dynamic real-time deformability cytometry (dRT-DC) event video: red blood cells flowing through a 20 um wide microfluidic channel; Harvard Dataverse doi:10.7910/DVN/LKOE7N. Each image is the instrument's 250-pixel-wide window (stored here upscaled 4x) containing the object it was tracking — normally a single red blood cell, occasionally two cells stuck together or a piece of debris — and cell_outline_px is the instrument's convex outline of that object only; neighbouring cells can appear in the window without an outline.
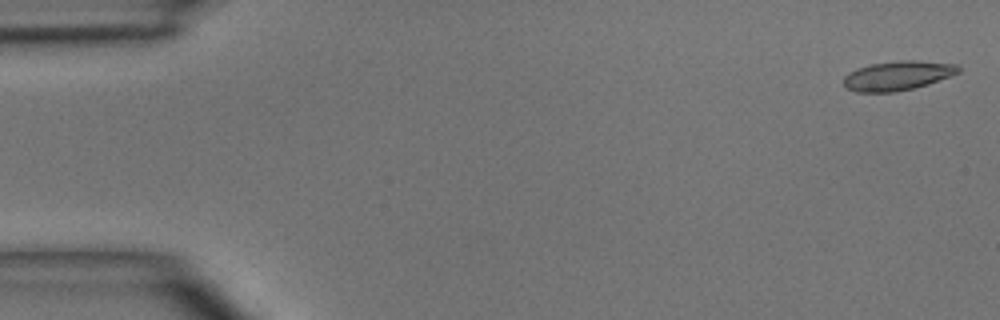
{"species": "common noctule bat (a hibernating species)", "species_latin": "Nyctalus noctula", "temperature_condition": "room temperature", "stored_images_in_passage": 6, "camera_frame_rate_fps": 3000, "um_per_image_px": 0.085, "animal": {"sex": "male", "body_mass_g": 15.6}, "frame": {"image": 1, "passage_image": 1, "time_ms": 0.0, "image_size_px": [1000, 320], "cell_outline_px": [[960, 72], [928, 84], [912, 88], [892, 92], [856, 92], [848, 88], [844, 84], [844, 76], [848, 72], [856, 68], [872, 64], [900, 60], [916, 60], [960, 64]], "centroid_in_image_um": [76.31, 6.41], "position_along_channel_um": 8.7, "area_um2": 19.59}}
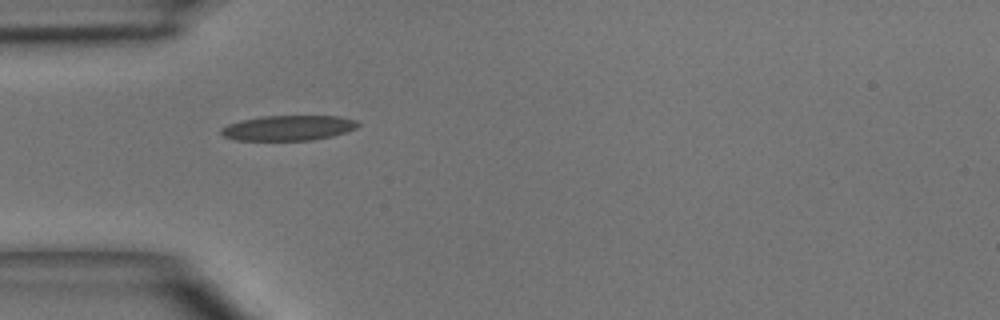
{"frame": {"image": 2, "passage_image": 4, "time_ms": 4.333, "image_size_px": [1000, 320], "cell_outline_px": [[360, 124], [356, 128], [332, 136], [312, 140], [236, 140], [224, 136], [220, 132], [220, 128], [228, 124], [240, 120], [260, 116], [336, 116], [356, 120]], "centroid_in_image_um": [24.47, 10.87], "position_along_channel_um": 60.5, "area_um2": 20.0}}
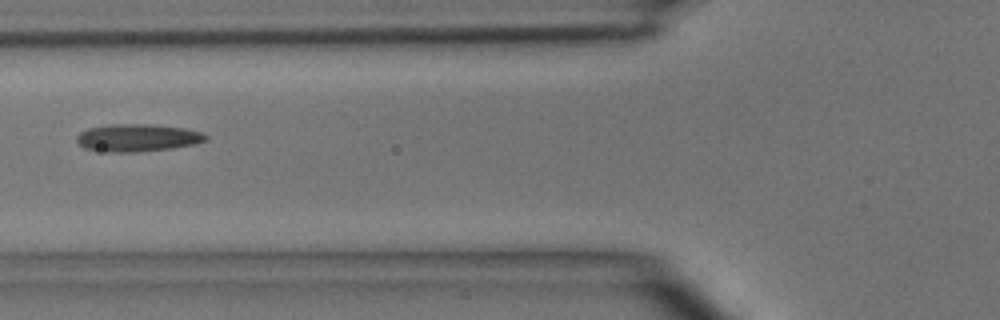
{"frame": {"image": 3, "passage_image": 5, "time_ms": 5.667, "image_size_px": [1000, 320], "cell_outline_px": [[208, 140], [196, 144], [172, 148], [136, 152], [108, 152], [84, 148], [76, 140], [76, 136], [80, 132], [88, 128], [108, 124], [148, 124], [184, 128], [204, 132], [208, 136]], "centroid_in_image_um": [11.71, 11.71], "position_along_channel_um": 114.1, "area_um2": 20.87}}